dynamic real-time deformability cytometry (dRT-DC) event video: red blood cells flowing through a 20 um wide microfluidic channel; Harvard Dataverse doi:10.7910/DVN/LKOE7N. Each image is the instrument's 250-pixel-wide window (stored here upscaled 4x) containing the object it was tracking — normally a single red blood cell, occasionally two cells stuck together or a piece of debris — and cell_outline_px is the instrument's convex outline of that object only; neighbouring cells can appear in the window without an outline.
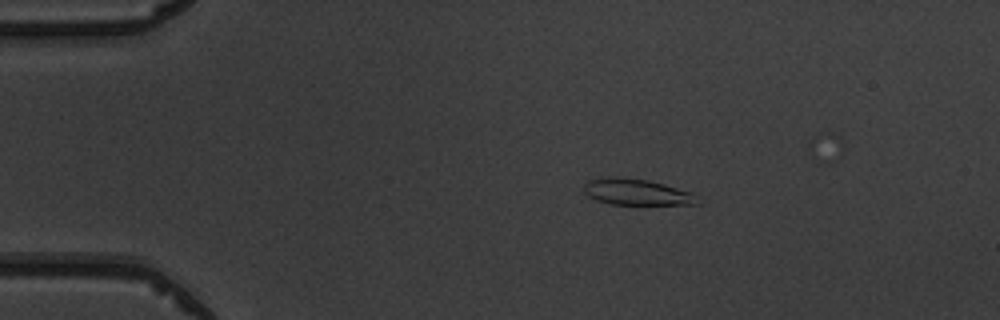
{"species": "common noctule bat (a hibernating species)", "species_latin": "Nyctalus noctula", "temperature_condition": "warm", "stored_images_in_passage": 16, "camera_frame_rate_fps": 3000, "um_per_image_px": 0.085, "animal": {"sex": "male", "body_mass_g": 19.5, "forearm_length_mm": 54.6}, "frame": {"image": 1, "passage_image": 9, "time_ms": 2.667, "image_size_px": [1000, 320], "cell_outline_px": [[700, 204], [612, 204], [596, 200], [588, 196], [584, 192], [584, 184], [588, 180], [608, 176], [612, 176], [648, 180], [664, 184], [692, 192]], "centroid_in_image_um": [54.07, 16.31], "position_along_channel_um": 30.9, "area_um2": 17.22}}